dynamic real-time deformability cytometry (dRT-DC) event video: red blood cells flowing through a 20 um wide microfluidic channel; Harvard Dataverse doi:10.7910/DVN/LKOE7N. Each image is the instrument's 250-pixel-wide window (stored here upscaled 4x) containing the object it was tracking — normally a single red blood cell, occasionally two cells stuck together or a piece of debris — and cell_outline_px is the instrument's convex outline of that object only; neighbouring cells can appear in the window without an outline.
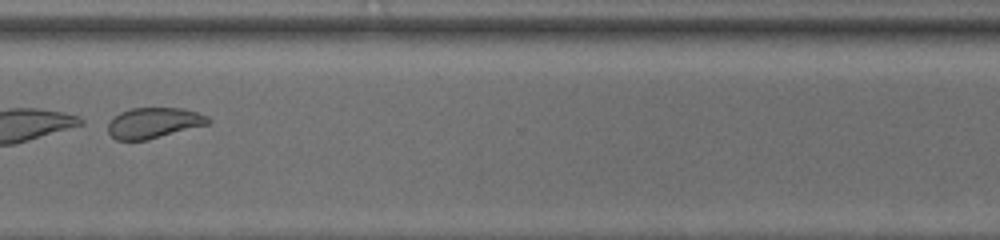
{"species": "common noctule bat (a hibernating species)", "species_latin": "Nyctalus noctula", "temperature_condition": "room temperature", "stored_images_in_passage": 53, "segment_of_instrument_passage": [2, 2], "camera_frame_rate_fps": 3000, "um_per_image_px": 0.085, "animal": {"sex": "male", "body_mass_g": 13.0, "forearm_length_mm": 53.1}, "frame": {"image": 1, "passage_image": 43, "time_ms": 14.0, "image_size_px": [1000, 240], "cell_outline_px": [[212, 120], [208, 124], [148, 140], [116, 140], [108, 132], [108, 124], [120, 112], [132, 108], [184, 108], [208, 116]], "centroid_in_image_um": [13.09, 10.45], "position_along_channel_um": 357.5, "area_um2": 17.8}}